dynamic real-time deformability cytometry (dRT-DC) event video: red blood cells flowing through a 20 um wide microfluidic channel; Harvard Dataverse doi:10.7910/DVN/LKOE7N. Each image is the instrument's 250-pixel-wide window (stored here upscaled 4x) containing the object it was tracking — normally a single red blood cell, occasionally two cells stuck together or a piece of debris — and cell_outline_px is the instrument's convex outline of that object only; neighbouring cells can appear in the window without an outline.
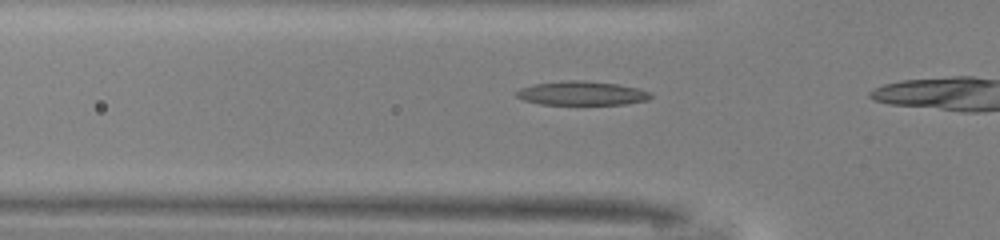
{"species": "common noctule bat (a hibernating species)", "species_latin": "Nyctalus noctula", "temperature_condition": "warm", "stored_images_in_passage": 3, "camera_frame_rate_fps": 3000, "um_per_image_px": 0.085, "animal": {"sex": "male", "body_mass_g": 13.0, "forearm_length_mm": 53.1}, "frame": {"image": 1, "passage_image": 2, "time_ms": 0.333, "image_size_px": [1000, 240], "cell_outline_px": [[652, 96], [648, 100], [628, 104], [540, 104], [524, 100], [516, 96], [516, 92], [520, 88], [532, 84], [560, 80], [584, 80], [616, 84], [636, 88], [652, 92]], "centroid_in_image_um": [49.44, 7.92], "position_along_channel_um": 76.4, "area_um2": 18.84}}